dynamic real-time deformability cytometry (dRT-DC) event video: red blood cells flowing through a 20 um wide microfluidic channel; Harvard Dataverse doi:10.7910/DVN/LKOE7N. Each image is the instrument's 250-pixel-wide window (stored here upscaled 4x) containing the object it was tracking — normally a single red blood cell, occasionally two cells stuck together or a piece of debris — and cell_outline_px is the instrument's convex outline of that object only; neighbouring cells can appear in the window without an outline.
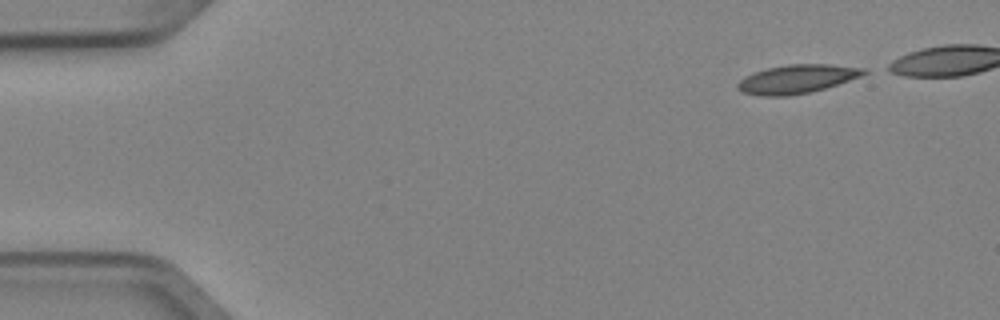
{"species": "Egyptian fruit bat (a non-hibernating species)", "species_latin": "Rousettus aegyptiacus", "temperature_condition": "cold", "stored_images_in_passage": 4, "camera_frame_rate_fps": 3000, "um_per_image_px": 0.085, "animal": {"sex": "female"}, "frame": {"image": 1, "passage_image": 1, "time_ms": 0.0, "image_size_px": [1000, 320], "cell_outline_px": [[868, 72], [860, 76], [812, 92], [788, 96], [760, 96], [744, 92], [736, 88], [736, 84], [744, 76], [752, 72], [768, 68], [788, 64], [832, 64], [868, 68]], "centroid_in_image_um": [67.72, 6.71], "position_along_channel_um": 17.3, "area_um2": 21.15}}